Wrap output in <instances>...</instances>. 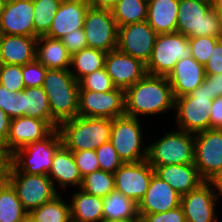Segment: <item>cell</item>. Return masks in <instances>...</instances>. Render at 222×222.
I'll return each instance as SVG.
<instances>
[{
    "label": "cell",
    "mask_w": 222,
    "mask_h": 222,
    "mask_svg": "<svg viewBox=\"0 0 222 222\" xmlns=\"http://www.w3.org/2000/svg\"><path fill=\"white\" fill-rule=\"evenodd\" d=\"M148 0H118L111 10L117 27L147 20Z\"/></svg>",
    "instance_id": "1f68e13d"
},
{
    "label": "cell",
    "mask_w": 222,
    "mask_h": 222,
    "mask_svg": "<svg viewBox=\"0 0 222 222\" xmlns=\"http://www.w3.org/2000/svg\"><path fill=\"white\" fill-rule=\"evenodd\" d=\"M100 169L114 174L124 163L110 141L95 150Z\"/></svg>",
    "instance_id": "ab89813d"
},
{
    "label": "cell",
    "mask_w": 222,
    "mask_h": 222,
    "mask_svg": "<svg viewBox=\"0 0 222 222\" xmlns=\"http://www.w3.org/2000/svg\"><path fill=\"white\" fill-rule=\"evenodd\" d=\"M210 129H222V96L213 100L210 109Z\"/></svg>",
    "instance_id": "7dc6e473"
},
{
    "label": "cell",
    "mask_w": 222,
    "mask_h": 222,
    "mask_svg": "<svg viewBox=\"0 0 222 222\" xmlns=\"http://www.w3.org/2000/svg\"><path fill=\"white\" fill-rule=\"evenodd\" d=\"M83 30L89 48L106 53L117 49L118 27L111 10L89 7Z\"/></svg>",
    "instance_id": "8fae6325"
},
{
    "label": "cell",
    "mask_w": 222,
    "mask_h": 222,
    "mask_svg": "<svg viewBox=\"0 0 222 222\" xmlns=\"http://www.w3.org/2000/svg\"><path fill=\"white\" fill-rule=\"evenodd\" d=\"M194 134L178 130L169 132L148 147L147 161L155 169L158 166L194 164Z\"/></svg>",
    "instance_id": "8992f818"
},
{
    "label": "cell",
    "mask_w": 222,
    "mask_h": 222,
    "mask_svg": "<svg viewBox=\"0 0 222 222\" xmlns=\"http://www.w3.org/2000/svg\"><path fill=\"white\" fill-rule=\"evenodd\" d=\"M72 154L82 178L100 169L95 150L76 151Z\"/></svg>",
    "instance_id": "7bdbcfd3"
},
{
    "label": "cell",
    "mask_w": 222,
    "mask_h": 222,
    "mask_svg": "<svg viewBox=\"0 0 222 222\" xmlns=\"http://www.w3.org/2000/svg\"><path fill=\"white\" fill-rule=\"evenodd\" d=\"M89 7L87 0L62 1L45 36L61 39L66 34L83 28L85 15Z\"/></svg>",
    "instance_id": "44dd1931"
},
{
    "label": "cell",
    "mask_w": 222,
    "mask_h": 222,
    "mask_svg": "<svg viewBox=\"0 0 222 222\" xmlns=\"http://www.w3.org/2000/svg\"><path fill=\"white\" fill-rule=\"evenodd\" d=\"M37 37L2 34L1 64L25 65L36 59Z\"/></svg>",
    "instance_id": "603a6c76"
},
{
    "label": "cell",
    "mask_w": 222,
    "mask_h": 222,
    "mask_svg": "<svg viewBox=\"0 0 222 222\" xmlns=\"http://www.w3.org/2000/svg\"><path fill=\"white\" fill-rule=\"evenodd\" d=\"M126 222H142L141 218L138 217V218H135L133 220H130V221H126Z\"/></svg>",
    "instance_id": "6f0895ef"
},
{
    "label": "cell",
    "mask_w": 222,
    "mask_h": 222,
    "mask_svg": "<svg viewBox=\"0 0 222 222\" xmlns=\"http://www.w3.org/2000/svg\"><path fill=\"white\" fill-rule=\"evenodd\" d=\"M0 84L9 91L20 92L25 89L22 66L20 65H0Z\"/></svg>",
    "instance_id": "74e56055"
},
{
    "label": "cell",
    "mask_w": 222,
    "mask_h": 222,
    "mask_svg": "<svg viewBox=\"0 0 222 222\" xmlns=\"http://www.w3.org/2000/svg\"><path fill=\"white\" fill-rule=\"evenodd\" d=\"M220 40L217 37L201 36L188 38V42L191 46V56L200 64L205 65L215 44Z\"/></svg>",
    "instance_id": "f35d334b"
},
{
    "label": "cell",
    "mask_w": 222,
    "mask_h": 222,
    "mask_svg": "<svg viewBox=\"0 0 222 222\" xmlns=\"http://www.w3.org/2000/svg\"><path fill=\"white\" fill-rule=\"evenodd\" d=\"M213 96L209 94L208 83H202L193 92L175 98L179 130L196 134L210 129V109Z\"/></svg>",
    "instance_id": "5b68a950"
},
{
    "label": "cell",
    "mask_w": 222,
    "mask_h": 222,
    "mask_svg": "<svg viewBox=\"0 0 222 222\" xmlns=\"http://www.w3.org/2000/svg\"><path fill=\"white\" fill-rule=\"evenodd\" d=\"M104 68L114 86L124 91L147 74L146 64L118 49L106 53Z\"/></svg>",
    "instance_id": "2e32d148"
},
{
    "label": "cell",
    "mask_w": 222,
    "mask_h": 222,
    "mask_svg": "<svg viewBox=\"0 0 222 222\" xmlns=\"http://www.w3.org/2000/svg\"><path fill=\"white\" fill-rule=\"evenodd\" d=\"M194 164L200 177L208 181L222 167V129L194 134Z\"/></svg>",
    "instance_id": "5bb4252c"
},
{
    "label": "cell",
    "mask_w": 222,
    "mask_h": 222,
    "mask_svg": "<svg viewBox=\"0 0 222 222\" xmlns=\"http://www.w3.org/2000/svg\"><path fill=\"white\" fill-rule=\"evenodd\" d=\"M33 0H6L0 16V31L6 35L34 37Z\"/></svg>",
    "instance_id": "ac0fdd59"
},
{
    "label": "cell",
    "mask_w": 222,
    "mask_h": 222,
    "mask_svg": "<svg viewBox=\"0 0 222 222\" xmlns=\"http://www.w3.org/2000/svg\"><path fill=\"white\" fill-rule=\"evenodd\" d=\"M139 122L138 118L127 115L112 119L110 142L124 163L147 160L148 147L140 152L142 128Z\"/></svg>",
    "instance_id": "30bf717a"
},
{
    "label": "cell",
    "mask_w": 222,
    "mask_h": 222,
    "mask_svg": "<svg viewBox=\"0 0 222 222\" xmlns=\"http://www.w3.org/2000/svg\"><path fill=\"white\" fill-rule=\"evenodd\" d=\"M138 204L113 190L103 198V222H126L138 218Z\"/></svg>",
    "instance_id": "f546056e"
},
{
    "label": "cell",
    "mask_w": 222,
    "mask_h": 222,
    "mask_svg": "<svg viewBox=\"0 0 222 222\" xmlns=\"http://www.w3.org/2000/svg\"><path fill=\"white\" fill-rule=\"evenodd\" d=\"M179 0H148L147 22L157 34L177 30Z\"/></svg>",
    "instance_id": "d4e9b609"
},
{
    "label": "cell",
    "mask_w": 222,
    "mask_h": 222,
    "mask_svg": "<svg viewBox=\"0 0 222 222\" xmlns=\"http://www.w3.org/2000/svg\"><path fill=\"white\" fill-rule=\"evenodd\" d=\"M36 59L47 69L72 70L68 68L71 66V55L60 39L38 37Z\"/></svg>",
    "instance_id": "484cf974"
},
{
    "label": "cell",
    "mask_w": 222,
    "mask_h": 222,
    "mask_svg": "<svg viewBox=\"0 0 222 222\" xmlns=\"http://www.w3.org/2000/svg\"><path fill=\"white\" fill-rule=\"evenodd\" d=\"M80 189L88 194L104 198L115 190L114 174L101 169L96 170L83 177Z\"/></svg>",
    "instance_id": "d590c367"
},
{
    "label": "cell",
    "mask_w": 222,
    "mask_h": 222,
    "mask_svg": "<svg viewBox=\"0 0 222 222\" xmlns=\"http://www.w3.org/2000/svg\"><path fill=\"white\" fill-rule=\"evenodd\" d=\"M27 215L12 185L6 179L0 182V222H22Z\"/></svg>",
    "instance_id": "4dcf8cb0"
},
{
    "label": "cell",
    "mask_w": 222,
    "mask_h": 222,
    "mask_svg": "<svg viewBox=\"0 0 222 222\" xmlns=\"http://www.w3.org/2000/svg\"><path fill=\"white\" fill-rule=\"evenodd\" d=\"M5 179L16 190L18 199L28 214L58 195L52 180L47 175L21 172L10 161Z\"/></svg>",
    "instance_id": "52a82bcc"
},
{
    "label": "cell",
    "mask_w": 222,
    "mask_h": 222,
    "mask_svg": "<svg viewBox=\"0 0 222 222\" xmlns=\"http://www.w3.org/2000/svg\"><path fill=\"white\" fill-rule=\"evenodd\" d=\"M138 215L142 222H186L181 206L166 212Z\"/></svg>",
    "instance_id": "ee69618b"
},
{
    "label": "cell",
    "mask_w": 222,
    "mask_h": 222,
    "mask_svg": "<svg viewBox=\"0 0 222 222\" xmlns=\"http://www.w3.org/2000/svg\"><path fill=\"white\" fill-rule=\"evenodd\" d=\"M125 115V91L79 90L78 116L114 119Z\"/></svg>",
    "instance_id": "7c38bea8"
},
{
    "label": "cell",
    "mask_w": 222,
    "mask_h": 222,
    "mask_svg": "<svg viewBox=\"0 0 222 222\" xmlns=\"http://www.w3.org/2000/svg\"><path fill=\"white\" fill-rule=\"evenodd\" d=\"M47 176L52 180L53 185V179H56L65 188L68 185H78L80 188L83 180L72 151L63 145L54 154L52 166Z\"/></svg>",
    "instance_id": "4316f807"
},
{
    "label": "cell",
    "mask_w": 222,
    "mask_h": 222,
    "mask_svg": "<svg viewBox=\"0 0 222 222\" xmlns=\"http://www.w3.org/2000/svg\"><path fill=\"white\" fill-rule=\"evenodd\" d=\"M62 146L58 129H54L43 140L32 142L10 156V162L27 174L48 175L54 154ZM24 156L28 158V160ZM20 167V168H19Z\"/></svg>",
    "instance_id": "ba28073f"
},
{
    "label": "cell",
    "mask_w": 222,
    "mask_h": 222,
    "mask_svg": "<svg viewBox=\"0 0 222 222\" xmlns=\"http://www.w3.org/2000/svg\"><path fill=\"white\" fill-rule=\"evenodd\" d=\"M191 57L188 37L180 33L158 34L152 56L146 65L147 74L168 76L179 60Z\"/></svg>",
    "instance_id": "9c48e42d"
},
{
    "label": "cell",
    "mask_w": 222,
    "mask_h": 222,
    "mask_svg": "<svg viewBox=\"0 0 222 222\" xmlns=\"http://www.w3.org/2000/svg\"><path fill=\"white\" fill-rule=\"evenodd\" d=\"M203 1H206V2H208L210 4H213L216 0H203Z\"/></svg>",
    "instance_id": "680465c9"
},
{
    "label": "cell",
    "mask_w": 222,
    "mask_h": 222,
    "mask_svg": "<svg viewBox=\"0 0 222 222\" xmlns=\"http://www.w3.org/2000/svg\"><path fill=\"white\" fill-rule=\"evenodd\" d=\"M47 68H45L37 59L22 65V74L25 87L42 86Z\"/></svg>",
    "instance_id": "b9f144b4"
},
{
    "label": "cell",
    "mask_w": 222,
    "mask_h": 222,
    "mask_svg": "<svg viewBox=\"0 0 222 222\" xmlns=\"http://www.w3.org/2000/svg\"><path fill=\"white\" fill-rule=\"evenodd\" d=\"M203 83H208L209 94L214 99L222 96V73L215 75H205Z\"/></svg>",
    "instance_id": "c3c4849f"
},
{
    "label": "cell",
    "mask_w": 222,
    "mask_h": 222,
    "mask_svg": "<svg viewBox=\"0 0 222 222\" xmlns=\"http://www.w3.org/2000/svg\"><path fill=\"white\" fill-rule=\"evenodd\" d=\"M155 170L147 160L123 163L114 173L115 190L137 204L144 197Z\"/></svg>",
    "instance_id": "9a60e30c"
},
{
    "label": "cell",
    "mask_w": 222,
    "mask_h": 222,
    "mask_svg": "<svg viewBox=\"0 0 222 222\" xmlns=\"http://www.w3.org/2000/svg\"><path fill=\"white\" fill-rule=\"evenodd\" d=\"M70 204L72 222H103V198L84 190L72 195Z\"/></svg>",
    "instance_id": "83f0119b"
},
{
    "label": "cell",
    "mask_w": 222,
    "mask_h": 222,
    "mask_svg": "<svg viewBox=\"0 0 222 222\" xmlns=\"http://www.w3.org/2000/svg\"><path fill=\"white\" fill-rule=\"evenodd\" d=\"M57 129L68 150H96L110 141L112 119L76 116L60 123Z\"/></svg>",
    "instance_id": "7a4b0ae2"
},
{
    "label": "cell",
    "mask_w": 222,
    "mask_h": 222,
    "mask_svg": "<svg viewBox=\"0 0 222 222\" xmlns=\"http://www.w3.org/2000/svg\"><path fill=\"white\" fill-rule=\"evenodd\" d=\"M154 170L160 179L167 182L181 196L204 182L195 164L158 166Z\"/></svg>",
    "instance_id": "cb8c5ba5"
},
{
    "label": "cell",
    "mask_w": 222,
    "mask_h": 222,
    "mask_svg": "<svg viewBox=\"0 0 222 222\" xmlns=\"http://www.w3.org/2000/svg\"><path fill=\"white\" fill-rule=\"evenodd\" d=\"M29 215L36 222H72L70 205L57 195L53 200L32 210Z\"/></svg>",
    "instance_id": "836d02e7"
},
{
    "label": "cell",
    "mask_w": 222,
    "mask_h": 222,
    "mask_svg": "<svg viewBox=\"0 0 222 222\" xmlns=\"http://www.w3.org/2000/svg\"><path fill=\"white\" fill-rule=\"evenodd\" d=\"M10 157L5 152L4 148L0 145V182L6 178L7 168Z\"/></svg>",
    "instance_id": "f907efd6"
},
{
    "label": "cell",
    "mask_w": 222,
    "mask_h": 222,
    "mask_svg": "<svg viewBox=\"0 0 222 222\" xmlns=\"http://www.w3.org/2000/svg\"><path fill=\"white\" fill-rule=\"evenodd\" d=\"M60 40L71 56L74 53L80 52L82 49L88 47L83 28L74 30L73 32L66 34Z\"/></svg>",
    "instance_id": "f6af8a7d"
},
{
    "label": "cell",
    "mask_w": 222,
    "mask_h": 222,
    "mask_svg": "<svg viewBox=\"0 0 222 222\" xmlns=\"http://www.w3.org/2000/svg\"><path fill=\"white\" fill-rule=\"evenodd\" d=\"M116 89L105 68L95 70L79 81V90L106 92Z\"/></svg>",
    "instance_id": "8d00e7d4"
},
{
    "label": "cell",
    "mask_w": 222,
    "mask_h": 222,
    "mask_svg": "<svg viewBox=\"0 0 222 222\" xmlns=\"http://www.w3.org/2000/svg\"><path fill=\"white\" fill-rule=\"evenodd\" d=\"M207 181L196 189L181 196L180 206L183 209L186 222H216L214 206L218 194Z\"/></svg>",
    "instance_id": "d6986e66"
},
{
    "label": "cell",
    "mask_w": 222,
    "mask_h": 222,
    "mask_svg": "<svg viewBox=\"0 0 222 222\" xmlns=\"http://www.w3.org/2000/svg\"><path fill=\"white\" fill-rule=\"evenodd\" d=\"M42 88L58 124L78 116L79 82L70 70L47 69Z\"/></svg>",
    "instance_id": "3957f363"
},
{
    "label": "cell",
    "mask_w": 222,
    "mask_h": 222,
    "mask_svg": "<svg viewBox=\"0 0 222 222\" xmlns=\"http://www.w3.org/2000/svg\"><path fill=\"white\" fill-rule=\"evenodd\" d=\"M212 7L215 9L216 14L220 17L222 20V0H216L213 4Z\"/></svg>",
    "instance_id": "db71d44e"
},
{
    "label": "cell",
    "mask_w": 222,
    "mask_h": 222,
    "mask_svg": "<svg viewBox=\"0 0 222 222\" xmlns=\"http://www.w3.org/2000/svg\"><path fill=\"white\" fill-rule=\"evenodd\" d=\"M106 52L94 49L84 48L80 52L71 56V66L74 65L77 73L70 70L73 77L79 82L84 76L104 67Z\"/></svg>",
    "instance_id": "d6a6232c"
},
{
    "label": "cell",
    "mask_w": 222,
    "mask_h": 222,
    "mask_svg": "<svg viewBox=\"0 0 222 222\" xmlns=\"http://www.w3.org/2000/svg\"><path fill=\"white\" fill-rule=\"evenodd\" d=\"M54 129L42 119L26 116L12 118L10 121L9 134L3 146L10 157L18 149L29 143L43 140Z\"/></svg>",
    "instance_id": "e0dca14e"
},
{
    "label": "cell",
    "mask_w": 222,
    "mask_h": 222,
    "mask_svg": "<svg viewBox=\"0 0 222 222\" xmlns=\"http://www.w3.org/2000/svg\"><path fill=\"white\" fill-rule=\"evenodd\" d=\"M0 108L12 119L22 116V91L12 92L0 84Z\"/></svg>",
    "instance_id": "60d3db41"
},
{
    "label": "cell",
    "mask_w": 222,
    "mask_h": 222,
    "mask_svg": "<svg viewBox=\"0 0 222 222\" xmlns=\"http://www.w3.org/2000/svg\"><path fill=\"white\" fill-rule=\"evenodd\" d=\"M22 116L45 120L53 129L59 125L51 116L48 97L42 86L22 90Z\"/></svg>",
    "instance_id": "f1b7e54d"
},
{
    "label": "cell",
    "mask_w": 222,
    "mask_h": 222,
    "mask_svg": "<svg viewBox=\"0 0 222 222\" xmlns=\"http://www.w3.org/2000/svg\"><path fill=\"white\" fill-rule=\"evenodd\" d=\"M11 118L0 108V145L3 147L9 134Z\"/></svg>",
    "instance_id": "681fc988"
},
{
    "label": "cell",
    "mask_w": 222,
    "mask_h": 222,
    "mask_svg": "<svg viewBox=\"0 0 222 222\" xmlns=\"http://www.w3.org/2000/svg\"><path fill=\"white\" fill-rule=\"evenodd\" d=\"M180 203L181 195L154 173L144 197L138 203V214L166 212L177 208Z\"/></svg>",
    "instance_id": "ffe728a7"
},
{
    "label": "cell",
    "mask_w": 222,
    "mask_h": 222,
    "mask_svg": "<svg viewBox=\"0 0 222 222\" xmlns=\"http://www.w3.org/2000/svg\"><path fill=\"white\" fill-rule=\"evenodd\" d=\"M5 1L6 0H0V16H1V13L3 11V7H4V4H5Z\"/></svg>",
    "instance_id": "9f6ffc18"
},
{
    "label": "cell",
    "mask_w": 222,
    "mask_h": 222,
    "mask_svg": "<svg viewBox=\"0 0 222 222\" xmlns=\"http://www.w3.org/2000/svg\"><path fill=\"white\" fill-rule=\"evenodd\" d=\"M118 0H87L90 7L112 10L117 4Z\"/></svg>",
    "instance_id": "816d5d0a"
},
{
    "label": "cell",
    "mask_w": 222,
    "mask_h": 222,
    "mask_svg": "<svg viewBox=\"0 0 222 222\" xmlns=\"http://www.w3.org/2000/svg\"><path fill=\"white\" fill-rule=\"evenodd\" d=\"M205 75L222 73V39L214 46L208 62L204 65Z\"/></svg>",
    "instance_id": "bcb514c9"
},
{
    "label": "cell",
    "mask_w": 222,
    "mask_h": 222,
    "mask_svg": "<svg viewBox=\"0 0 222 222\" xmlns=\"http://www.w3.org/2000/svg\"><path fill=\"white\" fill-rule=\"evenodd\" d=\"M1 37H2V32L0 31V41H1ZM0 65H1V57H0Z\"/></svg>",
    "instance_id": "91938a15"
},
{
    "label": "cell",
    "mask_w": 222,
    "mask_h": 222,
    "mask_svg": "<svg viewBox=\"0 0 222 222\" xmlns=\"http://www.w3.org/2000/svg\"><path fill=\"white\" fill-rule=\"evenodd\" d=\"M61 4L60 0H33L34 37L45 36Z\"/></svg>",
    "instance_id": "e575fe53"
},
{
    "label": "cell",
    "mask_w": 222,
    "mask_h": 222,
    "mask_svg": "<svg viewBox=\"0 0 222 222\" xmlns=\"http://www.w3.org/2000/svg\"><path fill=\"white\" fill-rule=\"evenodd\" d=\"M210 185L213 184L215 188L222 194V167L207 181Z\"/></svg>",
    "instance_id": "f5cc1de1"
},
{
    "label": "cell",
    "mask_w": 222,
    "mask_h": 222,
    "mask_svg": "<svg viewBox=\"0 0 222 222\" xmlns=\"http://www.w3.org/2000/svg\"><path fill=\"white\" fill-rule=\"evenodd\" d=\"M157 35L147 21L118 27L117 49L147 65Z\"/></svg>",
    "instance_id": "4fadbf2b"
},
{
    "label": "cell",
    "mask_w": 222,
    "mask_h": 222,
    "mask_svg": "<svg viewBox=\"0 0 222 222\" xmlns=\"http://www.w3.org/2000/svg\"><path fill=\"white\" fill-rule=\"evenodd\" d=\"M175 98L167 76L146 74L125 91V115L162 113L174 107Z\"/></svg>",
    "instance_id": "6da1fadb"
},
{
    "label": "cell",
    "mask_w": 222,
    "mask_h": 222,
    "mask_svg": "<svg viewBox=\"0 0 222 222\" xmlns=\"http://www.w3.org/2000/svg\"><path fill=\"white\" fill-rule=\"evenodd\" d=\"M177 33L188 38L211 36L222 39V20L212 4L203 0H179Z\"/></svg>",
    "instance_id": "277c9868"
},
{
    "label": "cell",
    "mask_w": 222,
    "mask_h": 222,
    "mask_svg": "<svg viewBox=\"0 0 222 222\" xmlns=\"http://www.w3.org/2000/svg\"><path fill=\"white\" fill-rule=\"evenodd\" d=\"M204 77V65L198 63L192 56L179 60L167 76L174 98L193 92L203 83Z\"/></svg>",
    "instance_id": "7402d4cb"
},
{
    "label": "cell",
    "mask_w": 222,
    "mask_h": 222,
    "mask_svg": "<svg viewBox=\"0 0 222 222\" xmlns=\"http://www.w3.org/2000/svg\"><path fill=\"white\" fill-rule=\"evenodd\" d=\"M22 222H36L29 214L23 219Z\"/></svg>",
    "instance_id": "11a10c76"
}]
</instances>
